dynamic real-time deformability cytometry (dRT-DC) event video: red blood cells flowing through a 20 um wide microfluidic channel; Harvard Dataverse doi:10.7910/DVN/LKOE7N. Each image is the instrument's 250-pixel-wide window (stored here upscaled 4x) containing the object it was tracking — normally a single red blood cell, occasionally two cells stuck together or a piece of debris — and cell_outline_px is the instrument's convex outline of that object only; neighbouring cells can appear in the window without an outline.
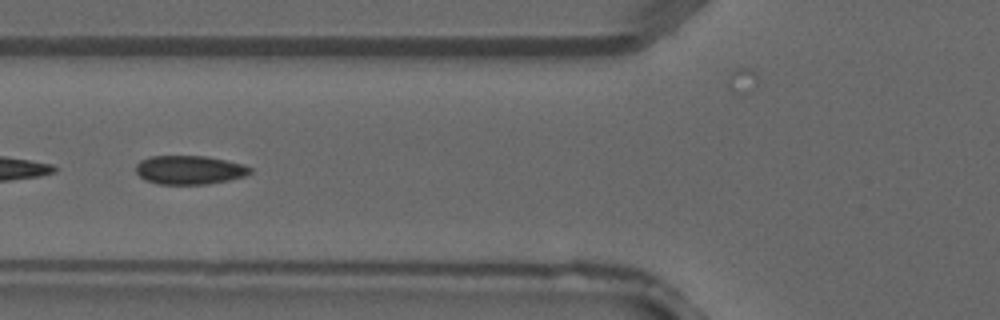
{"species": "common noctule bat (a hibernating species)", "species_latin": "Nyctalus noctula", "temperature_condition": "warm", "stored_images_in_passage": 5, "camera_frame_rate_fps": 3000, "um_per_image_px": 0.085, "animal": {"sex": "male", "forearm_length_mm": 52.5}, "frame": {"image": 1, "passage_image": 5, "time_ms": 1.333, "image_size_px": [1000, 320], "cell_outline_px": [[252, 172], [244, 176], [228, 180], [208, 184], [160, 184], [148, 180], [140, 176], [136, 172], [136, 164], [140, 160], [148, 156], [208, 156], [228, 160], [244, 164], [252, 168]], "centroid_in_image_um": [16.13, 14.43], "position_along_channel_um": 109.7, "area_um2": 19.25}}